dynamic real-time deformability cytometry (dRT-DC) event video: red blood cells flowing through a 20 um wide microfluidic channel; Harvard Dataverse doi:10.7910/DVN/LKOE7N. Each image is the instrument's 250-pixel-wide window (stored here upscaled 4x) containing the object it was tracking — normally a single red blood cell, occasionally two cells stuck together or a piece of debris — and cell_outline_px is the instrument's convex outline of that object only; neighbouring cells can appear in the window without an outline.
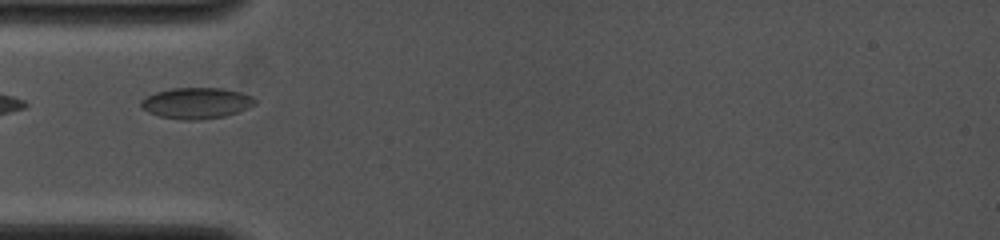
{"species": "common noctule bat (a hibernating species)", "species_latin": "Nyctalus noctula", "temperature_condition": "cold", "stored_images_in_passage": 19, "camera_frame_rate_fps": 4000, "um_per_image_px": 0.085, "animal": {"sex": "female", "body_mass_g": 19.0, "forearm_length_mm": 53.3}, "frame": {"image": 1, "passage_image": 3, "time_ms": 0.5, "image_size_px": [1000, 240], "cell_outline_px": [[256, 104], [248, 108], [224, 116], [200, 120], [180, 120], [160, 116], [148, 112], [140, 108], [140, 100], [156, 92], [172, 88], [224, 88], [240, 92], [252, 96], [256, 100]], "centroid_in_image_um": [16.68, 8.76], "position_along_channel_um": 68.3, "area_um2": 20.69}}
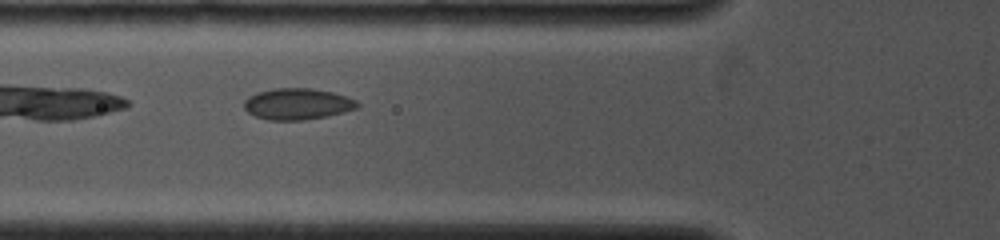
{"frame": {"image": 2, "passage_image": 6, "time_ms": 1.25, "image_size_px": [1000, 240], "cell_outline_px": [[360, 108], [328, 116], [304, 120], [268, 120], [256, 116], [248, 112], [244, 108], [244, 100], [248, 96], [256, 92], [272, 88], [312, 88], [332, 92], [356, 100], [360, 104]], "centroid_in_image_um": [25.28, 8.83], "position_along_channel_um": 100.5, "area_um2": 20.87}}
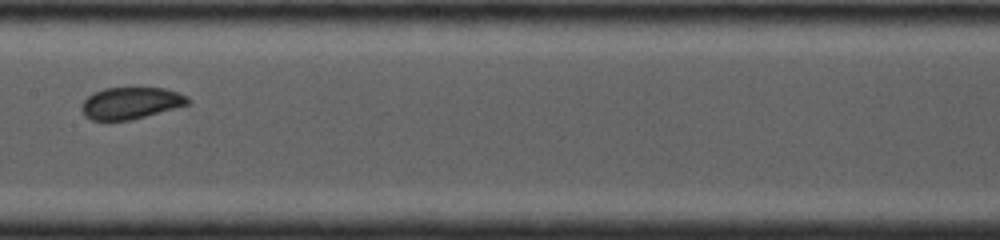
{"frame": {"image": 3, "passage_image": 12, "time_ms": 3.5, "image_size_px": [1000, 240], "cell_outline_px": [[192, 100], [188, 104], [144, 116], [128, 120], [92, 120], [84, 116], [80, 108], [80, 104], [88, 96], [104, 88], [164, 88], [180, 92], [188, 96]], "centroid_in_image_um": [11.1, 8.75], "position_along_channel_um": 196.3, "area_um2": 19.59}}